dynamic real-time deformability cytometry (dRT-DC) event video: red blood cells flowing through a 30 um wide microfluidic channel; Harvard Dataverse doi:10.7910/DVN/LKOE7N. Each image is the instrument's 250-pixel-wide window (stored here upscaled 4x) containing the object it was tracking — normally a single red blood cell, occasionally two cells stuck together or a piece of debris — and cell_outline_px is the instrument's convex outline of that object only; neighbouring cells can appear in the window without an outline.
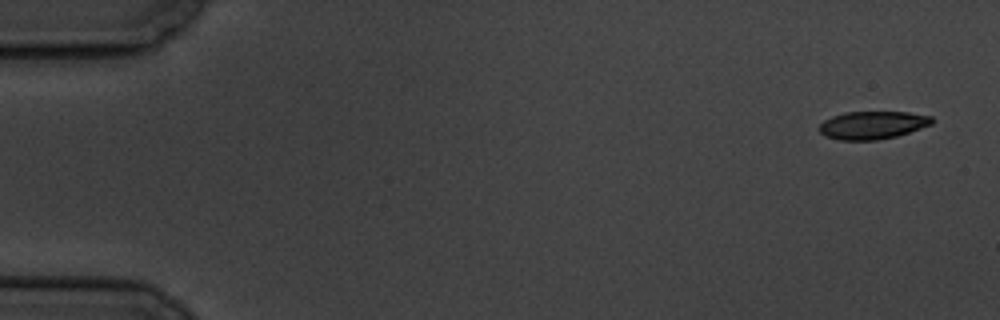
{"species": "common noctule bat (a hibernating species)", "species_latin": "Nyctalus noctula", "temperature_condition": "cold", "stored_images_in_passage": 6, "camera_frame_rate_fps": 3000, "um_per_image_px": 0.085, "animal": {"sex": "male", "body_mass_g": 19.5, "forearm_length_mm": 54.6}, "frame": {"image": 1, "passage_image": 1, "time_ms": 0.0, "image_size_px": [1000, 320], "cell_outline_px": [[936, 120], [932, 124], [896, 136], [876, 140], [836, 140], [824, 136], [816, 128], [824, 120], [832, 116], [844, 112], [908, 112], [932, 116]], "centroid_in_image_um": [74.13, 10.63], "position_along_channel_um": 10.9, "area_um2": 18.5}}
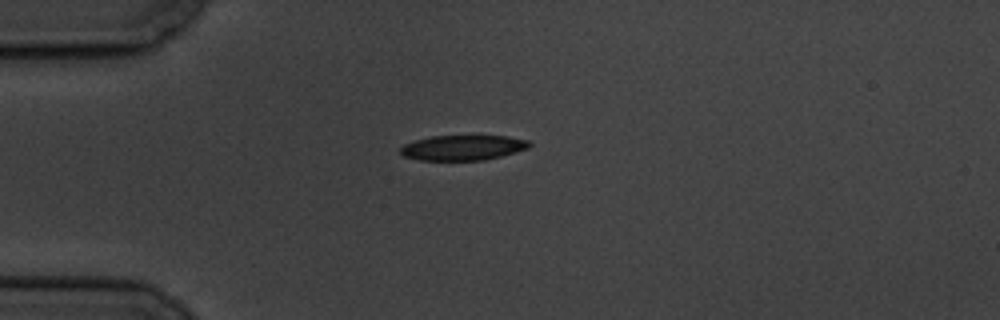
{"frame": {"image": 2, "passage_image": 4, "time_ms": 4.333, "image_size_px": [1000, 320], "cell_outline_px": [[532, 144], [528, 148], [516, 152], [484, 160], [420, 160], [404, 156], [400, 152], [400, 148], [404, 144], [416, 140], [432, 136], [508, 136], [528, 140]], "centroid_in_image_um": [39.36, 12.55], "position_along_channel_um": 45.6, "area_um2": 18.79}}
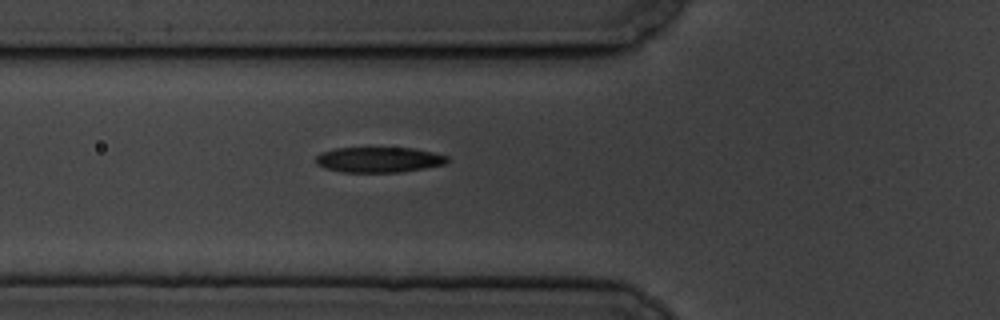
{"frame": {"image": 3, "passage_image": 6, "time_ms": 6.333, "image_size_px": [1000, 320], "cell_outline_px": [[452, 160], [448, 164], [400, 172], [340, 172], [324, 168], [316, 164], [316, 156], [320, 152], [336, 148], [416, 148], [448, 156]], "centroid_in_image_um": [32.23, 13.57], "position_along_channel_um": 93.6, "area_um2": 19.71}}